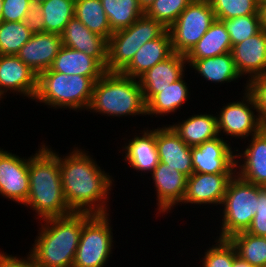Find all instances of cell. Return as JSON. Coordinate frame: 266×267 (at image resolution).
I'll use <instances>...</instances> for the list:
<instances>
[{
    "label": "cell",
    "instance_id": "obj_1",
    "mask_svg": "<svg viewBox=\"0 0 266 267\" xmlns=\"http://www.w3.org/2000/svg\"><path fill=\"white\" fill-rule=\"evenodd\" d=\"M85 152L75 147L69 155L59 156L64 198L74 213L108 214L114 180Z\"/></svg>",
    "mask_w": 266,
    "mask_h": 267
},
{
    "label": "cell",
    "instance_id": "obj_2",
    "mask_svg": "<svg viewBox=\"0 0 266 267\" xmlns=\"http://www.w3.org/2000/svg\"><path fill=\"white\" fill-rule=\"evenodd\" d=\"M51 149L43 143L29 157V194L24 206H30L41 220L73 213L62 190L59 155Z\"/></svg>",
    "mask_w": 266,
    "mask_h": 267
},
{
    "label": "cell",
    "instance_id": "obj_3",
    "mask_svg": "<svg viewBox=\"0 0 266 267\" xmlns=\"http://www.w3.org/2000/svg\"><path fill=\"white\" fill-rule=\"evenodd\" d=\"M89 213H71L43 219L30 250L35 267H72L80 241L83 223Z\"/></svg>",
    "mask_w": 266,
    "mask_h": 267
},
{
    "label": "cell",
    "instance_id": "obj_4",
    "mask_svg": "<svg viewBox=\"0 0 266 267\" xmlns=\"http://www.w3.org/2000/svg\"><path fill=\"white\" fill-rule=\"evenodd\" d=\"M87 110L112 117L146 115L139 80L120 72H106L95 82Z\"/></svg>",
    "mask_w": 266,
    "mask_h": 267
},
{
    "label": "cell",
    "instance_id": "obj_5",
    "mask_svg": "<svg viewBox=\"0 0 266 267\" xmlns=\"http://www.w3.org/2000/svg\"><path fill=\"white\" fill-rule=\"evenodd\" d=\"M95 82L81 75L43 71L38 75L35 102L75 111L88 109Z\"/></svg>",
    "mask_w": 266,
    "mask_h": 267
},
{
    "label": "cell",
    "instance_id": "obj_6",
    "mask_svg": "<svg viewBox=\"0 0 266 267\" xmlns=\"http://www.w3.org/2000/svg\"><path fill=\"white\" fill-rule=\"evenodd\" d=\"M167 30L144 14L129 27L114 31L108 40L106 72H121L145 43L161 37Z\"/></svg>",
    "mask_w": 266,
    "mask_h": 267
},
{
    "label": "cell",
    "instance_id": "obj_7",
    "mask_svg": "<svg viewBox=\"0 0 266 267\" xmlns=\"http://www.w3.org/2000/svg\"><path fill=\"white\" fill-rule=\"evenodd\" d=\"M258 185L249 183L236 174L229 181L221 206L223 208L219 239L246 231L256 214Z\"/></svg>",
    "mask_w": 266,
    "mask_h": 267
},
{
    "label": "cell",
    "instance_id": "obj_8",
    "mask_svg": "<svg viewBox=\"0 0 266 267\" xmlns=\"http://www.w3.org/2000/svg\"><path fill=\"white\" fill-rule=\"evenodd\" d=\"M109 216V213L92 214L83 223L72 267H104L107 264L114 243Z\"/></svg>",
    "mask_w": 266,
    "mask_h": 267
},
{
    "label": "cell",
    "instance_id": "obj_9",
    "mask_svg": "<svg viewBox=\"0 0 266 267\" xmlns=\"http://www.w3.org/2000/svg\"><path fill=\"white\" fill-rule=\"evenodd\" d=\"M215 20L209 0H193L168 28L173 52L186 56Z\"/></svg>",
    "mask_w": 266,
    "mask_h": 267
},
{
    "label": "cell",
    "instance_id": "obj_10",
    "mask_svg": "<svg viewBox=\"0 0 266 267\" xmlns=\"http://www.w3.org/2000/svg\"><path fill=\"white\" fill-rule=\"evenodd\" d=\"M243 100L228 103L220 109L217 115L219 136L223 132L227 136L246 138L258 134L264 127L260 120L258 107L253 94L248 90V83L244 87ZM222 131V132H221Z\"/></svg>",
    "mask_w": 266,
    "mask_h": 267
},
{
    "label": "cell",
    "instance_id": "obj_11",
    "mask_svg": "<svg viewBox=\"0 0 266 267\" xmlns=\"http://www.w3.org/2000/svg\"><path fill=\"white\" fill-rule=\"evenodd\" d=\"M227 140L221 136L191 147L194 173L236 174L235 154ZM236 151V152H235Z\"/></svg>",
    "mask_w": 266,
    "mask_h": 267
},
{
    "label": "cell",
    "instance_id": "obj_12",
    "mask_svg": "<svg viewBox=\"0 0 266 267\" xmlns=\"http://www.w3.org/2000/svg\"><path fill=\"white\" fill-rule=\"evenodd\" d=\"M29 194V157L20 158L0 148V195L18 204Z\"/></svg>",
    "mask_w": 266,
    "mask_h": 267
},
{
    "label": "cell",
    "instance_id": "obj_13",
    "mask_svg": "<svg viewBox=\"0 0 266 267\" xmlns=\"http://www.w3.org/2000/svg\"><path fill=\"white\" fill-rule=\"evenodd\" d=\"M37 80L38 75L16 55H0V100L9 90L34 100Z\"/></svg>",
    "mask_w": 266,
    "mask_h": 267
},
{
    "label": "cell",
    "instance_id": "obj_14",
    "mask_svg": "<svg viewBox=\"0 0 266 267\" xmlns=\"http://www.w3.org/2000/svg\"><path fill=\"white\" fill-rule=\"evenodd\" d=\"M231 54L238 73L247 75L246 83L253 78L266 74V30L232 46Z\"/></svg>",
    "mask_w": 266,
    "mask_h": 267
},
{
    "label": "cell",
    "instance_id": "obj_15",
    "mask_svg": "<svg viewBox=\"0 0 266 267\" xmlns=\"http://www.w3.org/2000/svg\"><path fill=\"white\" fill-rule=\"evenodd\" d=\"M234 175L193 173L187 177L186 193L182 204L221 205L228 183Z\"/></svg>",
    "mask_w": 266,
    "mask_h": 267
},
{
    "label": "cell",
    "instance_id": "obj_16",
    "mask_svg": "<svg viewBox=\"0 0 266 267\" xmlns=\"http://www.w3.org/2000/svg\"><path fill=\"white\" fill-rule=\"evenodd\" d=\"M62 37L57 33H35L16 54L37 75L50 68L62 47Z\"/></svg>",
    "mask_w": 266,
    "mask_h": 267
},
{
    "label": "cell",
    "instance_id": "obj_17",
    "mask_svg": "<svg viewBox=\"0 0 266 267\" xmlns=\"http://www.w3.org/2000/svg\"><path fill=\"white\" fill-rule=\"evenodd\" d=\"M157 201V214H165L174 205L182 203L187 185V176L159 161L152 173Z\"/></svg>",
    "mask_w": 266,
    "mask_h": 267
},
{
    "label": "cell",
    "instance_id": "obj_18",
    "mask_svg": "<svg viewBox=\"0 0 266 267\" xmlns=\"http://www.w3.org/2000/svg\"><path fill=\"white\" fill-rule=\"evenodd\" d=\"M186 63L185 55L173 53L166 60L143 73L138 80L145 103L147 104L157 93H160L161 89L182 78L185 75Z\"/></svg>",
    "mask_w": 266,
    "mask_h": 267
},
{
    "label": "cell",
    "instance_id": "obj_19",
    "mask_svg": "<svg viewBox=\"0 0 266 267\" xmlns=\"http://www.w3.org/2000/svg\"><path fill=\"white\" fill-rule=\"evenodd\" d=\"M155 129L159 161L187 177L194 173L191 147L186 145L170 125Z\"/></svg>",
    "mask_w": 266,
    "mask_h": 267
},
{
    "label": "cell",
    "instance_id": "obj_20",
    "mask_svg": "<svg viewBox=\"0 0 266 267\" xmlns=\"http://www.w3.org/2000/svg\"><path fill=\"white\" fill-rule=\"evenodd\" d=\"M249 142L243 154L235 153V158L240 160L235 159L236 175L246 182L266 187V128L251 136Z\"/></svg>",
    "mask_w": 266,
    "mask_h": 267
},
{
    "label": "cell",
    "instance_id": "obj_21",
    "mask_svg": "<svg viewBox=\"0 0 266 267\" xmlns=\"http://www.w3.org/2000/svg\"><path fill=\"white\" fill-rule=\"evenodd\" d=\"M62 37V45L95 58L104 68L107 65L108 41L91 32L80 20L73 17L66 25Z\"/></svg>",
    "mask_w": 266,
    "mask_h": 267
},
{
    "label": "cell",
    "instance_id": "obj_22",
    "mask_svg": "<svg viewBox=\"0 0 266 267\" xmlns=\"http://www.w3.org/2000/svg\"><path fill=\"white\" fill-rule=\"evenodd\" d=\"M173 53L171 35L167 30L161 37L145 43L120 73L138 79L147 70L166 60Z\"/></svg>",
    "mask_w": 266,
    "mask_h": 267
},
{
    "label": "cell",
    "instance_id": "obj_23",
    "mask_svg": "<svg viewBox=\"0 0 266 267\" xmlns=\"http://www.w3.org/2000/svg\"><path fill=\"white\" fill-rule=\"evenodd\" d=\"M46 71H56L66 75H81L91 78L94 82L105 73V68L93 57L84 52L62 46Z\"/></svg>",
    "mask_w": 266,
    "mask_h": 267
},
{
    "label": "cell",
    "instance_id": "obj_24",
    "mask_svg": "<svg viewBox=\"0 0 266 267\" xmlns=\"http://www.w3.org/2000/svg\"><path fill=\"white\" fill-rule=\"evenodd\" d=\"M143 134L135 135L129 139V143L123 146L125 151L124 160L130 165V168L137 170L138 172H153L159 163L158 151L155 140V129L141 131Z\"/></svg>",
    "mask_w": 266,
    "mask_h": 267
},
{
    "label": "cell",
    "instance_id": "obj_25",
    "mask_svg": "<svg viewBox=\"0 0 266 267\" xmlns=\"http://www.w3.org/2000/svg\"><path fill=\"white\" fill-rule=\"evenodd\" d=\"M170 126L189 147H196L219 137L217 115L209 113L195 114Z\"/></svg>",
    "mask_w": 266,
    "mask_h": 267
},
{
    "label": "cell",
    "instance_id": "obj_26",
    "mask_svg": "<svg viewBox=\"0 0 266 267\" xmlns=\"http://www.w3.org/2000/svg\"><path fill=\"white\" fill-rule=\"evenodd\" d=\"M231 49V39L226 31L225 24L223 21L216 19L186 55V61L190 66L195 60L222 55L231 52Z\"/></svg>",
    "mask_w": 266,
    "mask_h": 267
},
{
    "label": "cell",
    "instance_id": "obj_27",
    "mask_svg": "<svg viewBox=\"0 0 266 267\" xmlns=\"http://www.w3.org/2000/svg\"><path fill=\"white\" fill-rule=\"evenodd\" d=\"M185 76L170 84L169 86L161 89L160 93H157L146 104V115L165 116L169 113L176 112L183 103L190 99L187 83L184 79ZM189 95V96H188Z\"/></svg>",
    "mask_w": 266,
    "mask_h": 267
},
{
    "label": "cell",
    "instance_id": "obj_28",
    "mask_svg": "<svg viewBox=\"0 0 266 267\" xmlns=\"http://www.w3.org/2000/svg\"><path fill=\"white\" fill-rule=\"evenodd\" d=\"M195 71L211 83H230L240 78L231 52L215 57L195 60L191 65Z\"/></svg>",
    "mask_w": 266,
    "mask_h": 267
},
{
    "label": "cell",
    "instance_id": "obj_29",
    "mask_svg": "<svg viewBox=\"0 0 266 267\" xmlns=\"http://www.w3.org/2000/svg\"><path fill=\"white\" fill-rule=\"evenodd\" d=\"M75 17L107 41L113 33L100 0H75Z\"/></svg>",
    "mask_w": 266,
    "mask_h": 267
},
{
    "label": "cell",
    "instance_id": "obj_30",
    "mask_svg": "<svg viewBox=\"0 0 266 267\" xmlns=\"http://www.w3.org/2000/svg\"><path fill=\"white\" fill-rule=\"evenodd\" d=\"M237 256L254 267H266V237L238 232L228 238Z\"/></svg>",
    "mask_w": 266,
    "mask_h": 267
},
{
    "label": "cell",
    "instance_id": "obj_31",
    "mask_svg": "<svg viewBox=\"0 0 266 267\" xmlns=\"http://www.w3.org/2000/svg\"><path fill=\"white\" fill-rule=\"evenodd\" d=\"M111 30L117 31L133 24L145 14L138 0H100Z\"/></svg>",
    "mask_w": 266,
    "mask_h": 267
},
{
    "label": "cell",
    "instance_id": "obj_32",
    "mask_svg": "<svg viewBox=\"0 0 266 267\" xmlns=\"http://www.w3.org/2000/svg\"><path fill=\"white\" fill-rule=\"evenodd\" d=\"M44 32L62 34L67 23L75 17V0H47L40 3Z\"/></svg>",
    "mask_w": 266,
    "mask_h": 267
},
{
    "label": "cell",
    "instance_id": "obj_33",
    "mask_svg": "<svg viewBox=\"0 0 266 267\" xmlns=\"http://www.w3.org/2000/svg\"><path fill=\"white\" fill-rule=\"evenodd\" d=\"M24 21L0 22V55H16L32 36Z\"/></svg>",
    "mask_w": 266,
    "mask_h": 267
},
{
    "label": "cell",
    "instance_id": "obj_34",
    "mask_svg": "<svg viewBox=\"0 0 266 267\" xmlns=\"http://www.w3.org/2000/svg\"><path fill=\"white\" fill-rule=\"evenodd\" d=\"M216 19L259 15V0H209Z\"/></svg>",
    "mask_w": 266,
    "mask_h": 267
},
{
    "label": "cell",
    "instance_id": "obj_35",
    "mask_svg": "<svg viewBox=\"0 0 266 267\" xmlns=\"http://www.w3.org/2000/svg\"><path fill=\"white\" fill-rule=\"evenodd\" d=\"M193 0H155L145 15L162 23L167 29Z\"/></svg>",
    "mask_w": 266,
    "mask_h": 267
},
{
    "label": "cell",
    "instance_id": "obj_36",
    "mask_svg": "<svg viewBox=\"0 0 266 267\" xmlns=\"http://www.w3.org/2000/svg\"><path fill=\"white\" fill-rule=\"evenodd\" d=\"M230 35L232 46L257 34L261 29L260 15H246L222 20Z\"/></svg>",
    "mask_w": 266,
    "mask_h": 267
},
{
    "label": "cell",
    "instance_id": "obj_37",
    "mask_svg": "<svg viewBox=\"0 0 266 267\" xmlns=\"http://www.w3.org/2000/svg\"><path fill=\"white\" fill-rule=\"evenodd\" d=\"M214 245L203 256V267H232L233 261L237 257L234 246L228 239H216Z\"/></svg>",
    "mask_w": 266,
    "mask_h": 267
},
{
    "label": "cell",
    "instance_id": "obj_38",
    "mask_svg": "<svg viewBox=\"0 0 266 267\" xmlns=\"http://www.w3.org/2000/svg\"><path fill=\"white\" fill-rule=\"evenodd\" d=\"M258 206L256 214L246 232L266 237V187L258 185Z\"/></svg>",
    "mask_w": 266,
    "mask_h": 267
},
{
    "label": "cell",
    "instance_id": "obj_39",
    "mask_svg": "<svg viewBox=\"0 0 266 267\" xmlns=\"http://www.w3.org/2000/svg\"><path fill=\"white\" fill-rule=\"evenodd\" d=\"M31 4V0H3L1 21H24Z\"/></svg>",
    "mask_w": 266,
    "mask_h": 267
},
{
    "label": "cell",
    "instance_id": "obj_40",
    "mask_svg": "<svg viewBox=\"0 0 266 267\" xmlns=\"http://www.w3.org/2000/svg\"><path fill=\"white\" fill-rule=\"evenodd\" d=\"M248 90L255 98L260 120L266 128V74L257 76L248 82Z\"/></svg>",
    "mask_w": 266,
    "mask_h": 267
},
{
    "label": "cell",
    "instance_id": "obj_41",
    "mask_svg": "<svg viewBox=\"0 0 266 267\" xmlns=\"http://www.w3.org/2000/svg\"><path fill=\"white\" fill-rule=\"evenodd\" d=\"M24 23L27 29L33 34L44 32V18L42 16L40 4L32 3L30 5V8L26 13Z\"/></svg>",
    "mask_w": 266,
    "mask_h": 267
},
{
    "label": "cell",
    "instance_id": "obj_42",
    "mask_svg": "<svg viewBox=\"0 0 266 267\" xmlns=\"http://www.w3.org/2000/svg\"><path fill=\"white\" fill-rule=\"evenodd\" d=\"M0 267H35L28 253L27 257L19 258L17 256L7 255L5 252H0Z\"/></svg>",
    "mask_w": 266,
    "mask_h": 267
},
{
    "label": "cell",
    "instance_id": "obj_43",
    "mask_svg": "<svg viewBox=\"0 0 266 267\" xmlns=\"http://www.w3.org/2000/svg\"><path fill=\"white\" fill-rule=\"evenodd\" d=\"M261 26L266 30V2H259Z\"/></svg>",
    "mask_w": 266,
    "mask_h": 267
},
{
    "label": "cell",
    "instance_id": "obj_44",
    "mask_svg": "<svg viewBox=\"0 0 266 267\" xmlns=\"http://www.w3.org/2000/svg\"><path fill=\"white\" fill-rule=\"evenodd\" d=\"M232 267H254L247 261L242 260L238 256L234 259L233 261V266Z\"/></svg>",
    "mask_w": 266,
    "mask_h": 267
},
{
    "label": "cell",
    "instance_id": "obj_45",
    "mask_svg": "<svg viewBox=\"0 0 266 267\" xmlns=\"http://www.w3.org/2000/svg\"><path fill=\"white\" fill-rule=\"evenodd\" d=\"M155 0H138L139 5L141 8L144 10V12L150 7V5L154 2Z\"/></svg>",
    "mask_w": 266,
    "mask_h": 267
},
{
    "label": "cell",
    "instance_id": "obj_46",
    "mask_svg": "<svg viewBox=\"0 0 266 267\" xmlns=\"http://www.w3.org/2000/svg\"><path fill=\"white\" fill-rule=\"evenodd\" d=\"M44 1H47V0H31L32 3H37V4H40Z\"/></svg>",
    "mask_w": 266,
    "mask_h": 267
},
{
    "label": "cell",
    "instance_id": "obj_47",
    "mask_svg": "<svg viewBox=\"0 0 266 267\" xmlns=\"http://www.w3.org/2000/svg\"><path fill=\"white\" fill-rule=\"evenodd\" d=\"M2 6H3V0H0V22H1Z\"/></svg>",
    "mask_w": 266,
    "mask_h": 267
}]
</instances>
